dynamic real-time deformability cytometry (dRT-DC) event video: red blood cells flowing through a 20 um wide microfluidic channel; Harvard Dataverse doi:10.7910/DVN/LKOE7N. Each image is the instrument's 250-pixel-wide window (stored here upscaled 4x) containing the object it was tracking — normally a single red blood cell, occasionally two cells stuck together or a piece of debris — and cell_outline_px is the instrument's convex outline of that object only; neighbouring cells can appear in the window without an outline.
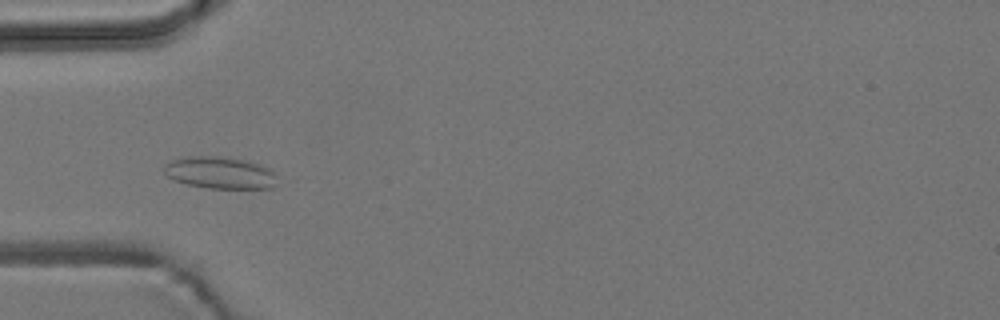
{"species": "common noctule bat (a hibernating species)", "species_latin": "Nyctalus noctula", "temperature_condition": "room temperature", "stored_images_in_passage": 5, "camera_frame_rate_fps": 3000, "um_per_image_px": 0.085, "animal": {"sex": "male", "body_mass_g": 19.2, "forearm_length_mm": 51.8}, "frame": {"image": 1, "passage_image": 2, "time_ms": 1.333, "image_size_px": [1000, 320], "cell_outline_px": [[284, 180], [272, 188], [208, 188], [188, 184], [176, 180], [168, 176], [164, 172], [164, 168], [172, 160], [188, 156], [212, 156], [240, 160], [256, 164], [268, 168]], "centroid_in_image_um": [18.79, 14.71], "position_along_channel_um": 66.2, "area_um2": 20.87}}